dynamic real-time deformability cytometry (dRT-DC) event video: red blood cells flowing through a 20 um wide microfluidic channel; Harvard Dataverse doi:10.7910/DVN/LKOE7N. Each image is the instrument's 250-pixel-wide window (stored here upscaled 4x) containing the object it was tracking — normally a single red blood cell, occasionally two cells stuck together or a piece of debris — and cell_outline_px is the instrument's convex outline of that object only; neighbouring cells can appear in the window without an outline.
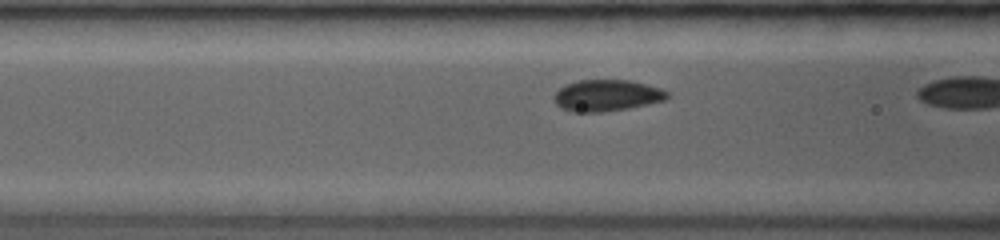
{"species": "common noctule bat (a hibernating species)", "species_latin": "Nyctalus noctula", "temperature_condition": "room temperature", "stored_images_in_passage": 9, "camera_frame_rate_fps": 3500, "um_per_image_px": 0.085, "animal": {"sex": "female", "body_mass_g": 19.0, "forearm_length_mm": 53.3}, "frame": {"image": 1, "passage_image": 7, "time_ms": 2.286, "image_size_px": [1000, 240], "cell_outline_px": [[668, 96], [664, 100], [628, 108], [600, 112], [572, 112], [556, 104], [556, 92], [560, 88], [568, 84], [580, 80], [628, 80], [660, 88], [668, 92]], "centroid_in_image_um": [51.59, 8.11], "position_along_channel_um": 115.0, "area_um2": 20.23}}